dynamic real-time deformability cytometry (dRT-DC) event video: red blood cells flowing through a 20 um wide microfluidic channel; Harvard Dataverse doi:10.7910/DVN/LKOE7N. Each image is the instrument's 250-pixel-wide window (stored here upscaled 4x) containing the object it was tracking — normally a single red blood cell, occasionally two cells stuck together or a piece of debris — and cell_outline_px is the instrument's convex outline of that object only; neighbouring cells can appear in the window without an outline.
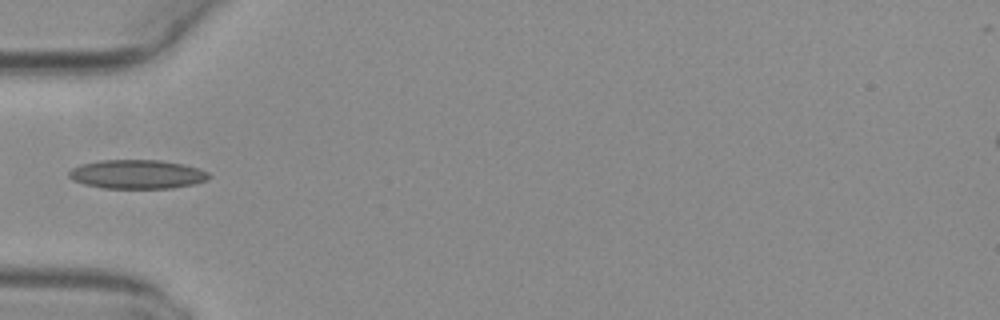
{"species": "common noctule bat (a hibernating species)", "species_latin": "Nyctalus noctula", "temperature_condition": "warm", "stored_images_in_passage": 34, "camera_frame_rate_fps": 3000, "um_per_image_px": 0.085, "animal": {"sex": "female", "body_mass_g": 29.2, "forearm_length_mm": 56.3}, "frame": {"image": 1, "passage_image": 1, "time_ms": 0.0, "image_size_px": [1000, 320], "cell_outline_px": [[212, 176], [208, 180], [192, 184], [172, 188], [104, 188], [84, 184], [68, 176], [68, 172], [72, 168], [84, 164], [100, 160], [160, 160], [184, 164], [208, 172]], "centroid_in_image_um": [11.69, 14.81], "position_along_channel_um": 73.3, "area_um2": 23.47}, "authors_computed_cell_mechanics": {"area_um2": 21.2126, "velocity_mm_per_s": 4.0915, "shape_relaxation_time_tau1_ms": 9.4127, "shape_relaxation_time_tau2_ms": 2.3797, "deformation_change_tau1": 0.224, "deformation_change_tau2": 0.1004}}